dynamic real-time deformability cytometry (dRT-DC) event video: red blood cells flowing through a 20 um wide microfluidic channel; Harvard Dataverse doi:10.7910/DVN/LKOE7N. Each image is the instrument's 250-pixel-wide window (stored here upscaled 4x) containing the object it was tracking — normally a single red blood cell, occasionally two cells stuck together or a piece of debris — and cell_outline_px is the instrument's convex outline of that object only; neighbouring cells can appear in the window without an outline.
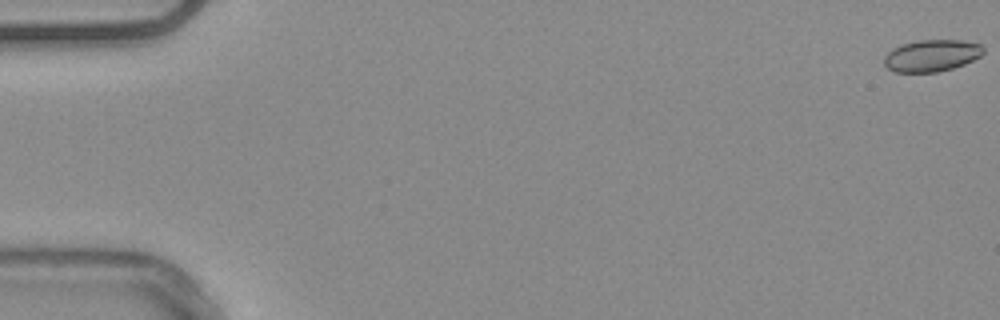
{"species": "common noctule bat (a hibernating species)", "species_latin": "Nyctalus noctula", "temperature_condition": "warm", "stored_images_in_passage": 55, "camera_frame_rate_fps": 3000, "um_per_image_px": 0.085, "animal": {"sex": "male", "body_mass_g": 20.4}, "frame": {"image": 1, "passage_image": 1, "time_ms": 0.0, "image_size_px": [1000, 320], "cell_outline_px": [[984, 52], [980, 56], [964, 64], [952, 68], [936, 72], [896, 72], [888, 68], [884, 64], [884, 56], [892, 48], [904, 44], [920, 40], [960, 40], [980, 44], [984, 48]], "centroid_in_image_um": [79.18, 4.72], "position_along_channel_um": 5.8, "area_um2": 18.26}}
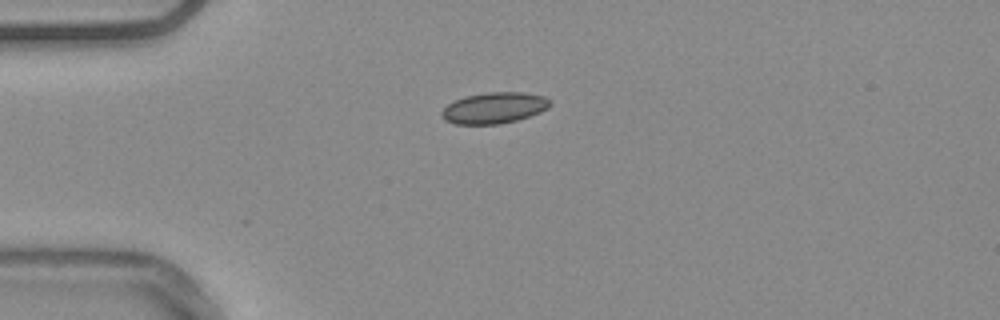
{"frame": {"image": 2, "passage_image": 15, "time_ms": 4.667, "image_size_px": [1000, 320], "cell_outline_px": [[552, 104], [548, 108], [540, 112], [516, 120], [500, 124], [456, 124], [444, 120], [440, 112], [448, 104], [464, 96], [484, 92], [524, 92], [544, 96], [552, 100]], "centroid_in_image_um": [42.02, 9.16], "position_along_channel_um": 43.0, "area_um2": 19.77}}
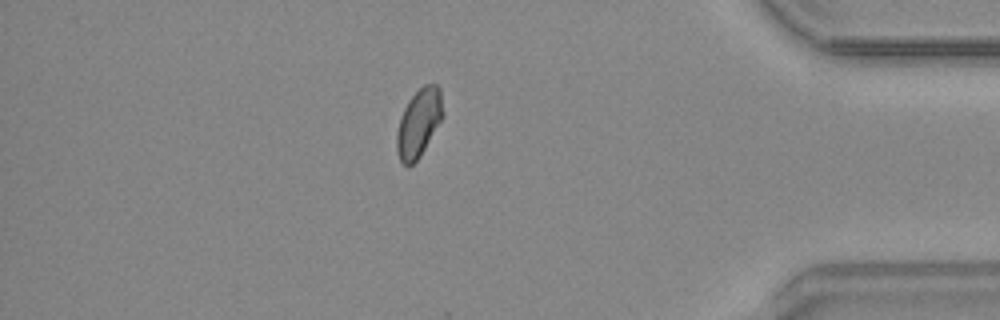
{"frame": {"image": 3, "passage_image": 48, "time_ms": 15.667, "image_size_px": [1000, 320], "cell_outline_px": [[444, 112], [440, 120], [420, 156], [408, 168], [400, 160], [396, 148], [396, 136], [400, 116], [408, 100], [424, 84], [436, 84], [440, 88]], "centroid_in_image_um": [35.58, 10.43], "position_along_channel_um": 399.6, "area_um2": 18.09}, "authors_computed_cell_mechanics": {"area_um2": 18.5538, "velocity_mm_per_s": 3.7742, "shape_relaxation_time_tau1_ms": null, "shape_relaxation_time_tau2_ms": 2.1859, "deformation_change_tau1": null, "deformation_change_tau2": 0.0444}}